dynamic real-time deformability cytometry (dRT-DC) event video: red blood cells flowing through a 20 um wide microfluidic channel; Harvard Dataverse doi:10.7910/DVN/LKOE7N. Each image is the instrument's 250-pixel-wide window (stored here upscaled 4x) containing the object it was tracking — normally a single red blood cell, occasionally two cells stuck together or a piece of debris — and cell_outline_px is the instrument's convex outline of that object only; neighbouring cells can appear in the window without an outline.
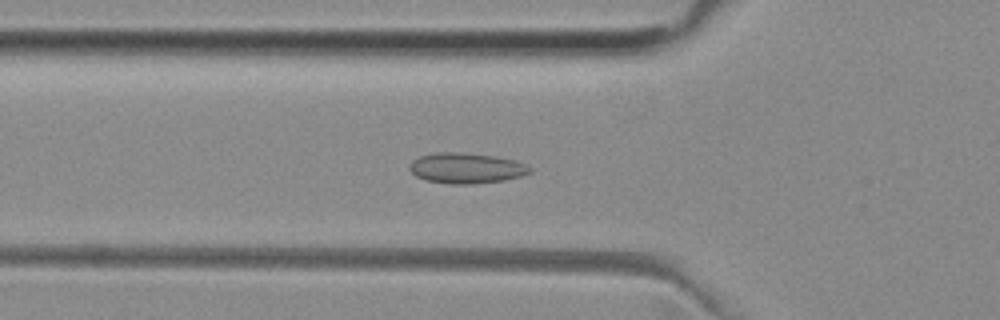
{"species": "common noctule bat (a hibernating species)", "species_latin": "Nyctalus noctula", "temperature_condition": "room temperature", "stored_images_in_passage": 52, "camera_frame_rate_fps": 3000, "um_per_image_px": 0.085, "animal": {"sex": "female", "body_mass_g": 29.2, "forearm_length_mm": 56.3}, "frame": {"image": 1, "passage_image": 18, "time_ms": 5.667, "image_size_px": [1000, 320], "cell_outline_px": [[532, 172], [520, 176], [504, 180], [472, 184], [448, 184], [428, 180], [416, 176], [408, 168], [408, 164], [412, 160], [420, 156], [436, 152], [456, 152], [492, 156], [516, 160], [532, 168]], "centroid_in_image_um": [39.61, 14.29], "position_along_channel_um": 86.2, "area_um2": 21.33}}
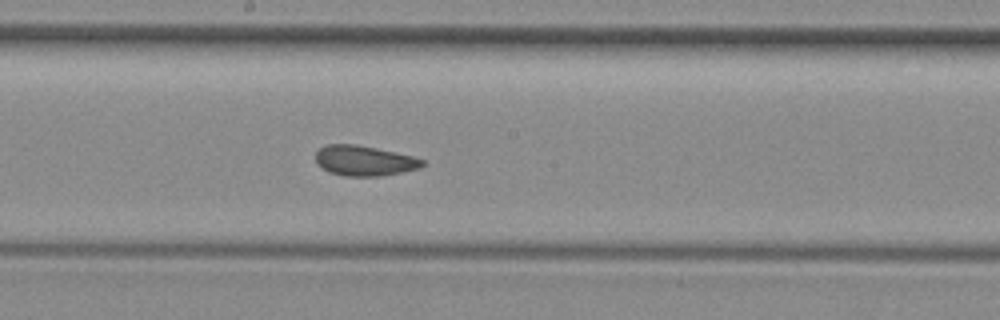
{"frame": {"image": 2, "passage_image": 28, "time_ms": 9.0, "image_size_px": [1000, 320], "cell_outline_px": [[424, 164], [420, 168], [380, 176], [344, 176], [328, 172], [320, 168], [316, 164], [316, 152], [320, 148], [328, 144], [356, 144], [376, 148], [412, 156], [424, 160]], "centroid_in_image_um": [30.92, 13.66], "position_along_channel_um": 217.3, "area_um2": 18.79}}
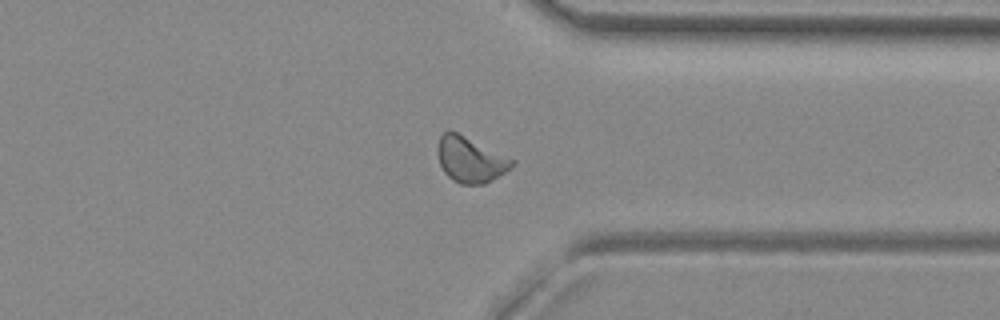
{"frame": {"image": 3, "passage_image": 40, "time_ms": 13.0, "image_size_px": [1000, 320], "cell_outline_px": [[516, 164], [512, 168], [492, 180], [484, 184], [460, 184], [452, 180], [444, 172], [440, 164], [436, 152], [440, 136], [444, 132], [456, 132], [516, 160]], "centroid_in_image_um": [40.0, 13.59], "position_along_channel_um": 371.4, "area_um2": 19.71}, "authors_computed_cell_mechanics": {"area_um2": 19.5942, "velocity_mm_per_s": 3.9233, "shape_relaxation_time_tau1_ms": null, "shape_relaxation_time_tau2_ms": 1.482, "deformation_change_tau1": null, "deformation_change_tau2": 0.0756}}